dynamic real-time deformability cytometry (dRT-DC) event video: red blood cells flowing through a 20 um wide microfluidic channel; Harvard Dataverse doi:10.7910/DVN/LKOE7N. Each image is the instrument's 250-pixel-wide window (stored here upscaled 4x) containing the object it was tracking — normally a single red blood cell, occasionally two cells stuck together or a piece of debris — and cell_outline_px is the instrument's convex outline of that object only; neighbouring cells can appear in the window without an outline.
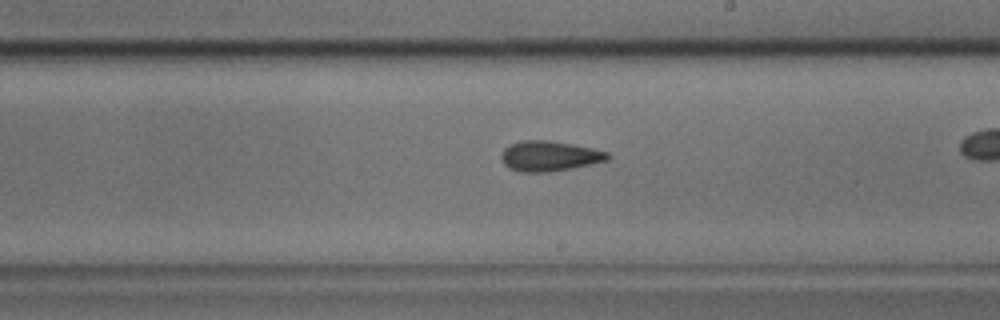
{"species": "common noctule bat (a hibernating species)", "species_latin": "Nyctalus noctula", "temperature_condition": "cold", "stored_images_in_passage": 25, "camera_frame_rate_fps": 3000, "um_per_image_px": 0.085, "animal": {"sex": "male", "body_mass_g": 17.9, "forearm_length_mm": 54.2}, "frame": {"image": 1, "passage_image": 15, "time_ms": 4.667, "image_size_px": [1000, 320], "cell_outline_px": [[612, 156], [608, 160], [548, 172], [520, 172], [508, 168], [504, 164], [500, 156], [504, 148], [520, 140], [548, 140], [572, 144], [592, 148], [608, 152]], "centroid_in_image_um": [46.67, 13.26], "position_along_channel_um": 242.3, "area_um2": 18.61}}